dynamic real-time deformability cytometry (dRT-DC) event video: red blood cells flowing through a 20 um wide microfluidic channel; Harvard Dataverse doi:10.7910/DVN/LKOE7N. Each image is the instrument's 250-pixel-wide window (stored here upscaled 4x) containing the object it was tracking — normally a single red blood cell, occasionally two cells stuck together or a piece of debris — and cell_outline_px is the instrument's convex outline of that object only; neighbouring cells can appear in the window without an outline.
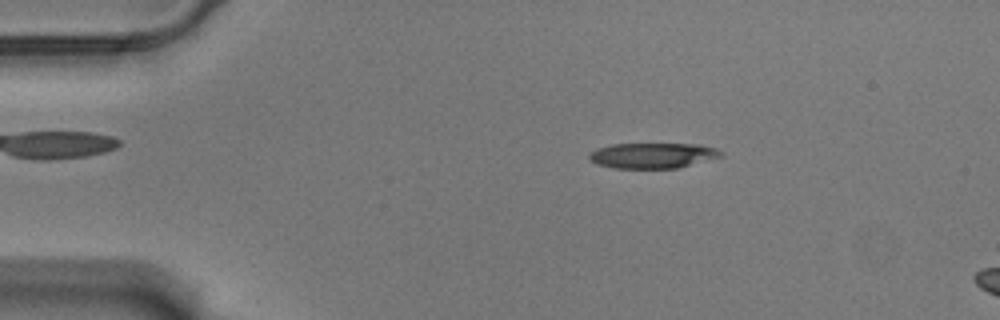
{"species": "Egyptian fruit bat (a non-hibernating species)", "species_latin": "Rousettus aegyptiacus", "temperature_condition": "warm", "stored_images_in_passage": 57, "camera_frame_rate_fps": 3000, "um_per_image_px": 0.085, "animal": {"sex": "male"}, "frame": {"image": 1, "passage_image": 10, "time_ms": 3.0, "image_size_px": [1000, 320], "cell_outline_px": [[724, 156], [680, 168], [612, 168], [596, 164], [588, 160], [588, 152], [596, 148], [612, 144], [700, 144], [716, 148], [724, 152]], "centroid_in_image_um": [55.48, 13.22], "position_along_channel_um": 29.5, "area_um2": 19.94}}
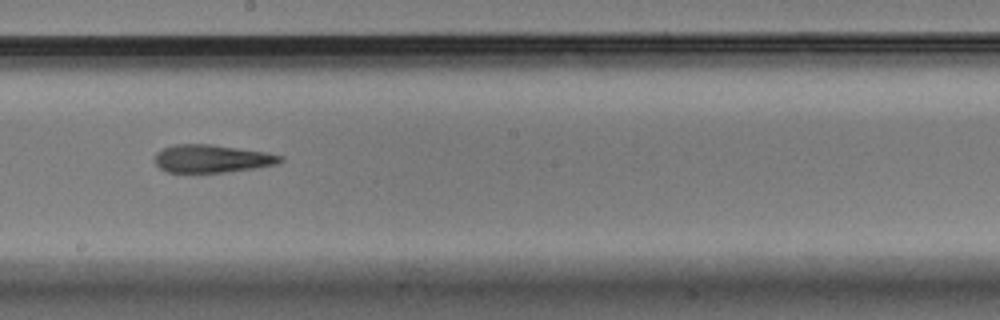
{"frame": {"image": 2, "passage_image": 32, "time_ms": 10.333, "image_size_px": [1000, 320], "cell_outline_px": [[284, 160], [276, 164], [256, 168], [224, 172], [168, 172], [160, 168], [152, 160], [152, 156], [156, 152], [172, 144], [212, 144], [268, 152], [284, 156]], "centroid_in_image_um": [18.0, 13.47], "position_along_channel_um": 230.2, "area_um2": 20.69}}
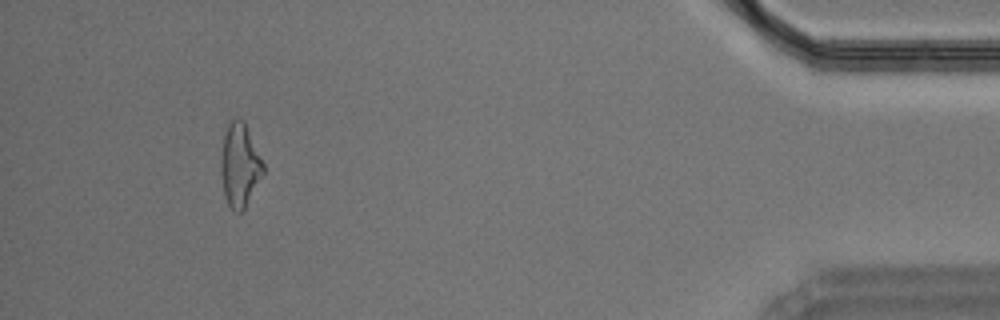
{"frame": {"image": 3, "passage_image": 53, "time_ms": 17.333, "image_size_px": [1000, 320], "cell_outline_px": [[264, 172], [244, 208], [240, 212], [232, 212], [224, 196], [220, 172], [220, 156], [224, 136], [228, 124], [236, 116], [244, 120], [264, 164]], "centroid_in_image_um": [20.35, 14.03], "position_along_channel_um": 414.8, "area_um2": 20.63}, "authors_computed_cell_mechanics": {"area_um2": 20.6346, "velocity_mm_per_s": 3.523, "shape_relaxation_time_tau1_ms": 3.0574, "shape_relaxation_time_tau2_ms": 7.0501, "deformation_change_tau1": 0.1862, "deformation_change_tau2": 0.2265}}